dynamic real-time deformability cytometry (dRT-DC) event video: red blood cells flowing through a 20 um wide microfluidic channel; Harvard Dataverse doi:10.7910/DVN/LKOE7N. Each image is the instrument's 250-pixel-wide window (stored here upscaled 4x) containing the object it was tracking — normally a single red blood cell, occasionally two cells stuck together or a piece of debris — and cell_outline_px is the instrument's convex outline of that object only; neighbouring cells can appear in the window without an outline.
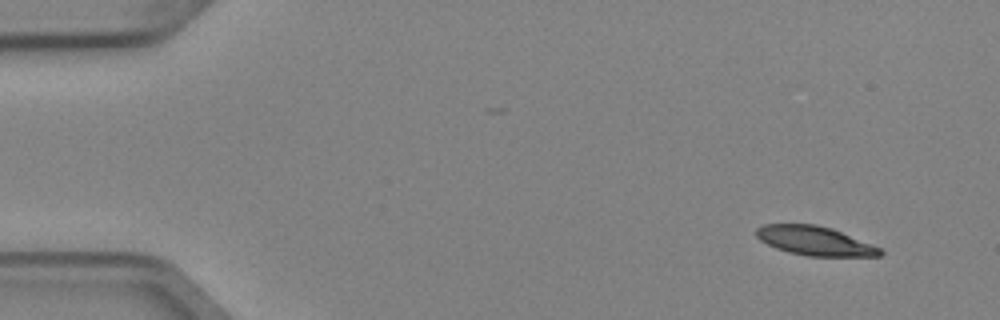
{"species": "Egyptian fruit bat (a non-hibernating species)", "species_latin": "Rousettus aegyptiacus", "temperature_condition": "cold", "stored_images_in_passage": 4, "camera_frame_rate_fps": 3000, "um_per_image_px": 0.085, "animal": {"sex": "female"}, "frame": {"image": 1, "passage_image": 1, "time_ms": 0.0, "image_size_px": [1000, 320], "cell_outline_px": [[884, 252], [880, 256], [808, 256], [788, 252], [776, 248], [760, 240], [756, 236], [756, 228], [764, 224], [816, 224], [832, 228], [880, 248]], "centroid_in_image_um": [69.24, 20.47], "position_along_channel_um": 15.8, "area_um2": 20.87}}
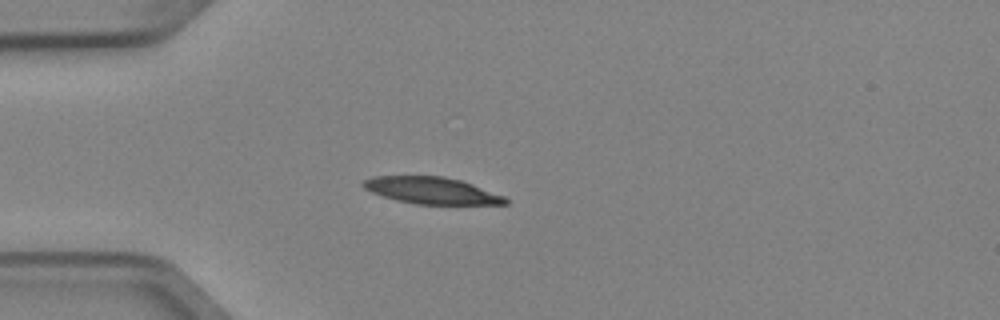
{"frame": {"image": 2, "passage_image": 4, "time_ms": 1.0, "image_size_px": [1000, 320], "cell_outline_px": [[508, 204], [416, 204], [396, 200], [372, 192], [364, 188], [360, 184], [364, 180], [372, 176], [444, 176], [460, 180], [472, 184], [504, 196], [508, 200]], "centroid_in_image_um": [36.67, 16.19], "position_along_channel_um": 48.3, "area_um2": 22.02}}